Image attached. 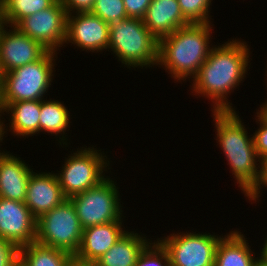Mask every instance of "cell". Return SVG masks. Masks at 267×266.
I'll list each match as a JSON object with an SVG mask.
<instances>
[{
  "mask_svg": "<svg viewBox=\"0 0 267 266\" xmlns=\"http://www.w3.org/2000/svg\"><path fill=\"white\" fill-rule=\"evenodd\" d=\"M246 241L237 230L222 236L216 248L214 266H253L256 257Z\"/></svg>",
  "mask_w": 267,
  "mask_h": 266,
  "instance_id": "obj_19",
  "label": "cell"
},
{
  "mask_svg": "<svg viewBox=\"0 0 267 266\" xmlns=\"http://www.w3.org/2000/svg\"><path fill=\"white\" fill-rule=\"evenodd\" d=\"M260 108L257 112V117L267 126V102L260 106Z\"/></svg>",
  "mask_w": 267,
  "mask_h": 266,
  "instance_id": "obj_33",
  "label": "cell"
},
{
  "mask_svg": "<svg viewBox=\"0 0 267 266\" xmlns=\"http://www.w3.org/2000/svg\"><path fill=\"white\" fill-rule=\"evenodd\" d=\"M117 189L114 181L107 177L91 189L69 198L83 229L122 220Z\"/></svg>",
  "mask_w": 267,
  "mask_h": 266,
  "instance_id": "obj_7",
  "label": "cell"
},
{
  "mask_svg": "<svg viewBox=\"0 0 267 266\" xmlns=\"http://www.w3.org/2000/svg\"><path fill=\"white\" fill-rule=\"evenodd\" d=\"M127 16L142 19L152 0H123Z\"/></svg>",
  "mask_w": 267,
  "mask_h": 266,
  "instance_id": "obj_29",
  "label": "cell"
},
{
  "mask_svg": "<svg viewBox=\"0 0 267 266\" xmlns=\"http://www.w3.org/2000/svg\"><path fill=\"white\" fill-rule=\"evenodd\" d=\"M5 25L4 20H3V10H2V1L0 0V31Z\"/></svg>",
  "mask_w": 267,
  "mask_h": 266,
  "instance_id": "obj_37",
  "label": "cell"
},
{
  "mask_svg": "<svg viewBox=\"0 0 267 266\" xmlns=\"http://www.w3.org/2000/svg\"><path fill=\"white\" fill-rule=\"evenodd\" d=\"M67 16L65 43H72L83 50L103 51L109 45V24L91 12Z\"/></svg>",
  "mask_w": 267,
  "mask_h": 266,
  "instance_id": "obj_13",
  "label": "cell"
},
{
  "mask_svg": "<svg viewBox=\"0 0 267 266\" xmlns=\"http://www.w3.org/2000/svg\"><path fill=\"white\" fill-rule=\"evenodd\" d=\"M69 253L33 242L19 248V259L25 266H70Z\"/></svg>",
  "mask_w": 267,
  "mask_h": 266,
  "instance_id": "obj_21",
  "label": "cell"
},
{
  "mask_svg": "<svg viewBox=\"0 0 267 266\" xmlns=\"http://www.w3.org/2000/svg\"><path fill=\"white\" fill-rule=\"evenodd\" d=\"M150 244L146 237L126 231L97 261L99 266H135L143 250Z\"/></svg>",
  "mask_w": 267,
  "mask_h": 266,
  "instance_id": "obj_18",
  "label": "cell"
},
{
  "mask_svg": "<svg viewBox=\"0 0 267 266\" xmlns=\"http://www.w3.org/2000/svg\"><path fill=\"white\" fill-rule=\"evenodd\" d=\"M246 42L232 40L212 47L208 58L193 77V91L214 103L213 111L235 110L226 96L239 86L248 69L249 48ZM247 67V68H246Z\"/></svg>",
  "mask_w": 267,
  "mask_h": 266,
  "instance_id": "obj_1",
  "label": "cell"
},
{
  "mask_svg": "<svg viewBox=\"0 0 267 266\" xmlns=\"http://www.w3.org/2000/svg\"><path fill=\"white\" fill-rule=\"evenodd\" d=\"M61 102L51 100H41V109H40V121H39V133L43 130L47 133L61 134L63 132L62 138H60L63 142V145L66 143L64 140V133L66 129L69 127L70 120V112L66 109ZM65 131V132H64Z\"/></svg>",
  "mask_w": 267,
  "mask_h": 266,
  "instance_id": "obj_22",
  "label": "cell"
},
{
  "mask_svg": "<svg viewBox=\"0 0 267 266\" xmlns=\"http://www.w3.org/2000/svg\"><path fill=\"white\" fill-rule=\"evenodd\" d=\"M37 219L25 202L0 198V237L18 249L35 242Z\"/></svg>",
  "mask_w": 267,
  "mask_h": 266,
  "instance_id": "obj_12",
  "label": "cell"
},
{
  "mask_svg": "<svg viewBox=\"0 0 267 266\" xmlns=\"http://www.w3.org/2000/svg\"><path fill=\"white\" fill-rule=\"evenodd\" d=\"M212 0H178L183 16L190 23H211L208 19ZM209 10V11H208Z\"/></svg>",
  "mask_w": 267,
  "mask_h": 266,
  "instance_id": "obj_25",
  "label": "cell"
},
{
  "mask_svg": "<svg viewBox=\"0 0 267 266\" xmlns=\"http://www.w3.org/2000/svg\"><path fill=\"white\" fill-rule=\"evenodd\" d=\"M260 128L253 135L254 147L260 161L267 159V126L259 119Z\"/></svg>",
  "mask_w": 267,
  "mask_h": 266,
  "instance_id": "obj_28",
  "label": "cell"
},
{
  "mask_svg": "<svg viewBox=\"0 0 267 266\" xmlns=\"http://www.w3.org/2000/svg\"><path fill=\"white\" fill-rule=\"evenodd\" d=\"M212 112L219 146L228 159L237 184L246 195L257 183L261 168L257 167V162L261 161L255 150L253 137H248V132L235 110Z\"/></svg>",
  "mask_w": 267,
  "mask_h": 266,
  "instance_id": "obj_3",
  "label": "cell"
},
{
  "mask_svg": "<svg viewBox=\"0 0 267 266\" xmlns=\"http://www.w3.org/2000/svg\"><path fill=\"white\" fill-rule=\"evenodd\" d=\"M5 25L16 26L23 18L51 7L57 0H1ZM11 24V25H10Z\"/></svg>",
  "mask_w": 267,
  "mask_h": 266,
  "instance_id": "obj_23",
  "label": "cell"
},
{
  "mask_svg": "<svg viewBox=\"0 0 267 266\" xmlns=\"http://www.w3.org/2000/svg\"><path fill=\"white\" fill-rule=\"evenodd\" d=\"M68 15L72 13L90 12L95 0H60ZM73 11V12H71Z\"/></svg>",
  "mask_w": 267,
  "mask_h": 266,
  "instance_id": "obj_30",
  "label": "cell"
},
{
  "mask_svg": "<svg viewBox=\"0 0 267 266\" xmlns=\"http://www.w3.org/2000/svg\"><path fill=\"white\" fill-rule=\"evenodd\" d=\"M2 112H5L4 111V109L0 106V142L2 141V139H3V136H4V133L6 132V131H4L5 130V128H6V126L4 127L3 125H4V122H2L1 121V115H2Z\"/></svg>",
  "mask_w": 267,
  "mask_h": 266,
  "instance_id": "obj_34",
  "label": "cell"
},
{
  "mask_svg": "<svg viewBox=\"0 0 267 266\" xmlns=\"http://www.w3.org/2000/svg\"><path fill=\"white\" fill-rule=\"evenodd\" d=\"M9 152H0V198L25 202L32 169Z\"/></svg>",
  "mask_w": 267,
  "mask_h": 266,
  "instance_id": "obj_16",
  "label": "cell"
},
{
  "mask_svg": "<svg viewBox=\"0 0 267 266\" xmlns=\"http://www.w3.org/2000/svg\"><path fill=\"white\" fill-rule=\"evenodd\" d=\"M122 220L83 229L80 247L74 257L83 261H97L126 232Z\"/></svg>",
  "mask_w": 267,
  "mask_h": 266,
  "instance_id": "obj_15",
  "label": "cell"
},
{
  "mask_svg": "<svg viewBox=\"0 0 267 266\" xmlns=\"http://www.w3.org/2000/svg\"><path fill=\"white\" fill-rule=\"evenodd\" d=\"M142 20L158 40L190 23L183 16L178 0H152Z\"/></svg>",
  "mask_w": 267,
  "mask_h": 266,
  "instance_id": "obj_17",
  "label": "cell"
},
{
  "mask_svg": "<svg viewBox=\"0 0 267 266\" xmlns=\"http://www.w3.org/2000/svg\"><path fill=\"white\" fill-rule=\"evenodd\" d=\"M6 111L11 112V126L13 134L22 136H33L39 133L41 100L19 101L10 104H0Z\"/></svg>",
  "mask_w": 267,
  "mask_h": 266,
  "instance_id": "obj_20",
  "label": "cell"
},
{
  "mask_svg": "<svg viewBox=\"0 0 267 266\" xmlns=\"http://www.w3.org/2000/svg\"><path fill=\"white\" fill-rule=\"evenodd\" d=\"M260 252H261L260 257L267 261V238H266L265 244L263 245V248Z\"/></svg>",
  "mask_w": 267,
  "mask_h": 266,
  "instance_id": "obj_35",
  "label": "cell"
},
{
  "mask_svg": "<svg viewBox=\"0 0 267 266\" xmlns=\"http://www.w3.org/2000/svg\"><path fill=\"white\" fill-rule=\"evenodd\" d=\"M109 45L119 61L127 67H150L158 63L159 40L140 18L109 23Z\"/></svg>",
  "mask_w": 267,
  "mask_h": 266,
  "instance_id": "obj_4",
  "label": "cell"
},
{
  "mask_svg": "<svg viewBox=\"0 0 267 266\" xmlns=\"http://www.w3.org/2000/svg\"><path fill=\"white\" fill-rule=\"evenodd\" d=\"M82 233L76 209L67 198L37 219L35 242L75 256L81 244Z\"/></svg>",
  "mask_w": 267,
  "mask_h": 266,
  "instance_id": "obj_6",
  "label": "cell"
},
{
  "mask_svg": "<svg viewBox=\"0 0 267 266\" xmlns=\"http://www.w3.org/2000/svg\"><path fill=\"white\" fill-rule=\"evenodd\" d=\"M90 12L108 24L128 18L123 0H95Z\"/></svg>",
  "mask_w": 267,
  "mask_h": 266,
  "instance_id": "obj_24",
  "label": "cell"
},
{
  "mask_svg": "<svg viewBox=\"0 0 267 266\" xmlns=\"http://www.w3.org/2000/svg\"><path fill=\"white\" fill-rule=\"evenodd\" d=\"M67 199L56 174L33 172L28 180L25 204L38 219Z\"/></svg>",
  "mask_w": 267,
  "mask_h": 266,
  "instance_id": "obj_14",
  "label": "cell"
},
{
  "mask_svg": "<svg viewBox=\"0 0 267 266\" xmlns=\"http://www.w3.org/2000/svg\"><path fill=\"white\" fill-rule=\"evenodd\" d=\"M221 236L199 233L171 234L158 241L167 250L171 266H214Z\"/></svg>",
  "mask_w": 267,
  "mask_h": 266,
  "instance_id": "obj_9",
  "label": "cell"
},
{
  "mask_svg": "<svg viewBox=\"0 0 267 266\" xmlns=\"http://www.w3.org/2000/svg\"><path fill=\"white\" fill-rule=\"evenodd\" d=\"M19 258V249L0 237V266H12Z\"/></svg>",
  "mask_w": 267,
  "mask_h": 266,
  "instance_id": "obj_27",
  "label": "cell"
},
{
  "mask_svg": "<svg viewBox=\"0 0 267 266\" xmlns=\"http://www.w3.org/2000/svg\"><path fill=\"white\" fill-rule=\"evenodd\" d=\"M70 266H99V265L94 261H83L73 256L71 259Z\"/></svg>",
  "mask_w": 267,
  "mask_h": 266,
  "instance_id": "obj_32",
  "label": "cell"
},
{
  "mask_svg": "<svg viewBox=\"0 0 267 266\" xmlns=\"http://www.w3.org/2000/svg\"><path fill=\"white\" fill-rule=\"evenodd\" d=\"M0 31V75L41 59L49 50L15 26Z\"/></svg>",
  "mask_w": 267,
  "mask_h": 266,
  "instance_id": "obj_11",
  "label": "cell"
},
{
  "mask_svg": "<svg viewBox=\"0 0 267 266\" xmlns=\"http://www.w3.org/2000/svg\"><path fill=\"white\" fill-rule=\"evenodd\" d=\"M253 266H267V261L262 259L261 257L260 258H256Z\"/></svg>",
  "mask_w": 267,
  "mask_h": 266,
  "instance_id": "obj_36",
  "label": "cell"
},
{
  "mask_svg": "<svg viewBox=\"0 0 267 266\" xmlns=\"http://www.w3.org/2000/svg\"><path fill=\"white\" fill-rule=\"evenodd\" d=\"M56 55L48 51L41 59L0 75V104L43 100L53 79Z\"/></svg>",
  "mask_w": 267,
  "mask_h": 266,
  "instance_id": "obj_5",
  "label": "cell"
},
{
  "mask_svg": "<svg viewBox=\"0 0 267 266\" xmlns=\"http://www.w3.org/2000/svg\"><path fill=\"white\" fill-rule=\"evenodd\" d=\"M210 23H189L159 40L158 63L179 81L192 78L211 51ZM189 76V77H188Z\"/></svg>",
  "mask_w": 267,
  "mask_h": 266,
  "instance_id": "obj_2",
  "label": "cell"
},
{
  "mask_svg": "<svg viewBox=\"0 0 267 266\" xmlns=\"http://www.w3.org/2000/svg\"><path fill=\"white\" fill-rule=\"evenodd\" d=\"M67 16L61 1L57 0L51 7L23 18L15 27L47 50L56 52L65 43Z\"/></svg>",
  "mask_w": 267,
  "mask_h": 266,
  "instance_id": "obj_10",
  "label": "cell"
},
{
  "mask_svg": "<svg viewBox=\"0 0 267 266\" xmlns=\"http://www.w3.org/2000/svg\"><path fill=\"white\" fill-rule=\"evenodd\" d=\"M97 151L94 147H82L81 150L71 153L59 171L61 173L56 174L66 198L91 189L107 177L104 168L109 166V163L105 159L106 156Z\"/></svg>",
  "mask_w": 267,
  "mask_h": 266,
  "instance_id": "obj_8",
  "label": "cell"
},
{
  "mask_svg": "<svg viewBox=\"0 0 267 266\" xmlns=\"http://www.w3.org/2000/svg\"><path fill=\"white\" fill-rule=\"evenodd\" d=\"M12 266H25L24 263L18 258Z\"/></svg>",
  "mask_w": 267,
  "mask_h": 266,
  "instance_id": "obj_38",
  "label": "cell"
},
{
  "mask_svg": "<svg viewBox=\"0 0 267 266\" xmlns=\"http://www.w3.org/2000/svg\"><path fill=\"white\" fill-rule=\"evenodd\" d=\"M135 266H171V261L167 250L157 241L143 250Z\"/></svg>",
  "mask_w": 267,
  "mask_h": 266,
  "instance_id": "obj_26",
  "label": "cell"
},
{
  "mask_svg": "<svg viewBox=\"0 0 267 266\" xmlns=\"http://www.w3.org/2000/svg\"><path fill=\"white\" fill-rule=\"evenodd\" d=\"M260 176L255 184V186L246 194V197H248L251 201L258 200L256 198L260 197V189L262 186L267 187V159L260 162Z\"/></svg>",
  "mask_w": 267,
  "mask_h": 266,
  "instance_id": "obj_31",
  "label": "cell"
}]
</instances>
